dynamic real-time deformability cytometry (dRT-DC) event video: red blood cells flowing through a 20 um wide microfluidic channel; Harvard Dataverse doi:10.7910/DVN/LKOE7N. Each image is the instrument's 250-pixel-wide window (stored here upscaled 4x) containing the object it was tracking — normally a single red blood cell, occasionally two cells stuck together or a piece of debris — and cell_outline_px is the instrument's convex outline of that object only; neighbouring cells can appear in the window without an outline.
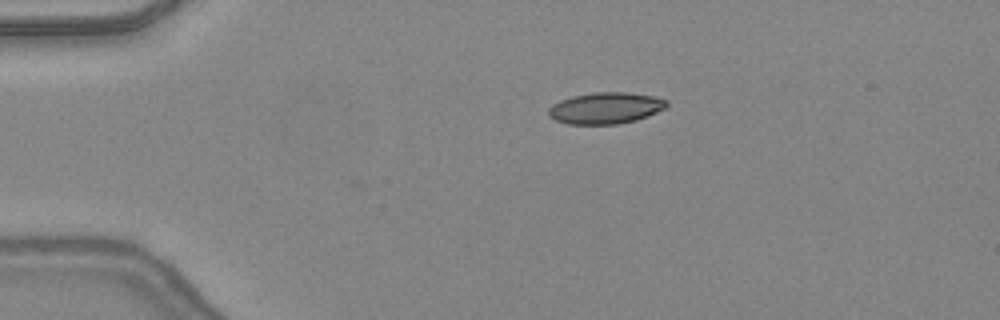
{"species": "common noctule bat (a hibernating species)", "species_latin": "Nyctalus noctula", "temperature_condition": "warm", "stored_images_in_passage": 31, "camera_frame_rate_fps": 3000, "um_per_image_px": 0.085, "animal": {"sex": "female", "body_mass_g": 24.6, "forearm_length_mm": 56.2}, "frame": {"image": 1, "passage_image": 1, "time_ms": 0.0, "image_size_px": [1000, 320], "cell_outline_px": [[668, 104], [664, 108], [648, 116], [636, 120], [616, 124], [568, 124], [556, 120], [548, 116], [548, 108], [552, 104], [560, 100], [572, 96], [596, 92], [628, 92], [652, 96], [668, 100]], "centroid_in_image_um": [51.45, 9.18], "position_along_channel_um": 33.5, "area_um2": 21.62}}
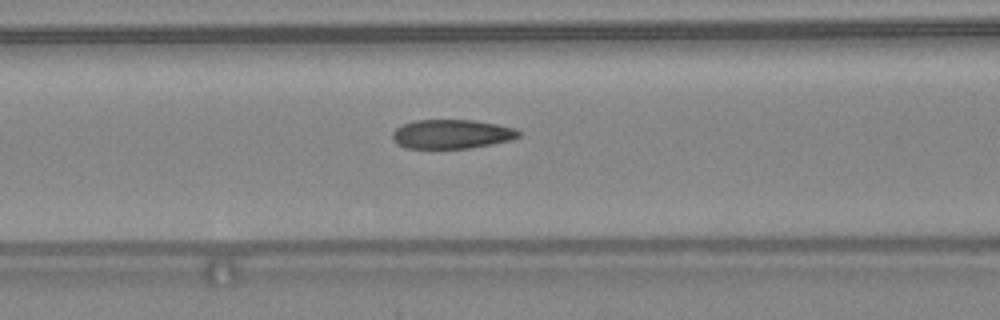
{"frame": {"image": 2, "passage_image": 11, "time_ms": 3.333, "image_size_px": [1000, 320], "cell_outline_px": [[520, 136], [508, 140], [492, 144], [468, 148], [404, 148], [396, 144], [392, 140], [392, 132], [396, 128], [404, 124], [416, 120], [476, 120], [516, 128], [520, 132]], "centroid_in_image_um": [38.36, 11.39], "position_along_channel_um": 128.2, "area_um2": 21.44}}
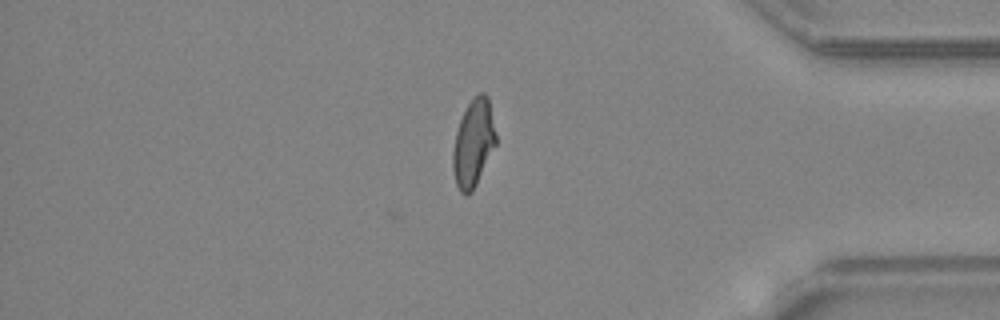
{"frame": {"image": 3, "passage_image": 31, "time_ms": 10.0, "image_size_px": [1000, 320], "cell_outline_px": [[496, 144], [472, 192], [464, 196], [460, 192], [456, 184], [452, 168], [452, 152], [456, 132], [460, 120], [468, 104], [480, 92], [484, 92], [488, 96], [496, 132]], "centroid_in_image_um": [40.23, 12.19], "position_along_channel_um": 395.0, "area_um2": 21.79}, "authors_computed_cell_mechanics": {"area_um2": 21.9062, "velocity_mm_per_s": 4.4001, "shape_relaxation_time_tau1_ms": null, "shape_relaxation_time_tau2_ms": 1.0907, "deformation_change_tau1": null, "deformation_change_tau2": 0.0751}}